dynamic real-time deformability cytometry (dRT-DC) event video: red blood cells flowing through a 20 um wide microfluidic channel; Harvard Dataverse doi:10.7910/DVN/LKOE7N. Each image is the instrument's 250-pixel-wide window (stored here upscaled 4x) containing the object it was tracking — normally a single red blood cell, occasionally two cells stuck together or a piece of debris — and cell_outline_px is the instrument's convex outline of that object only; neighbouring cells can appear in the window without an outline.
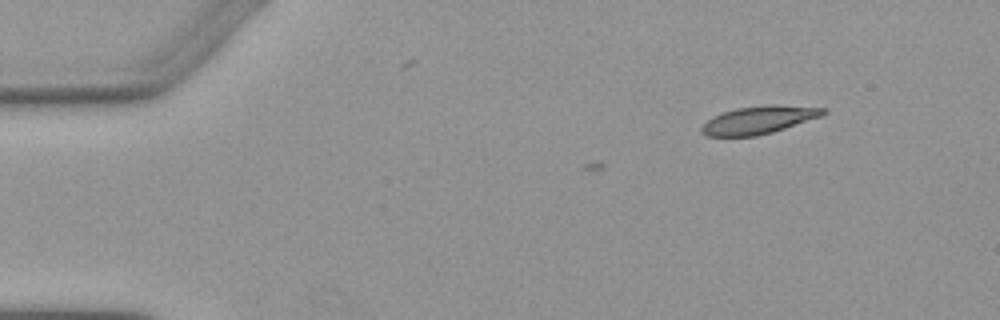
{"species": "Egyptian fruit bat (a non-hibernating species)", "species_latin": "Rousettus aegyptiacus", "temperature_condition": "warm", "stored_images_in_passage": 5, "segment_of_instrument_passage": [2, 2], "camera_frame_rate_fps": 3000, "um_per_image_px": 0.085, "animal": {"sex": "female"}, "frame": {"image": 1, "passage_image": 5, "time_ms": 5.333, "image_size_px": [1000, 320], "cell_outline_px": [[828, 112], [820, 116], [772, 132], [756, 136], [708, 136], [700, 128], [712, 116], [736, 108], [768, 104], [776, 104], [828, 108]], "centroid_in_image_um": [64.52, 10.17], "position_along_channel_um": 20.5, "area_um2": 19.54}}